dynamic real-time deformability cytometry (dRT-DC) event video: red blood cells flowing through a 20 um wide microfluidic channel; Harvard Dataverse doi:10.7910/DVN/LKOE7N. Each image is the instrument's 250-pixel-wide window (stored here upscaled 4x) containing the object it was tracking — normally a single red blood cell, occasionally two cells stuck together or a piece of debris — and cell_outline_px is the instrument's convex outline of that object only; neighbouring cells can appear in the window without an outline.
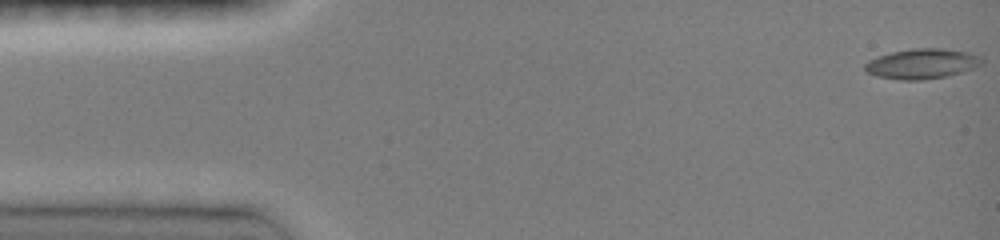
{"species": "common noctule bat (a hibernating species)", "species_latin": "Nyctalus noctula", "temperature_condition": "room temperature", "stored_images_in_passage": 47, "camera_frame_rate_fps": 3000, "um_per_image_px": 0.085, "animal": {"sex": "female", "body_mass_g": 19.0, "forearm_length_mm": 51.5}, "frame": {"image": 1, "passage_image": 1, "time_ms": 0.0, "image_size_px": [1000, 240], "cell_outline_px": [[984, 64], [960, 72], [944, 76], [924, 80], [900, 80], [876, 76], [868, 72], [864, 68], [864, 64], [868, 60], [892, 52], [912, 48], [940, 48], [968, 52], [980, 56], [984, 60]], "centroid_in_image_um": [78.37, 5.41], "position_along_channel_um": 6.6, "area_um2": 20.4}}
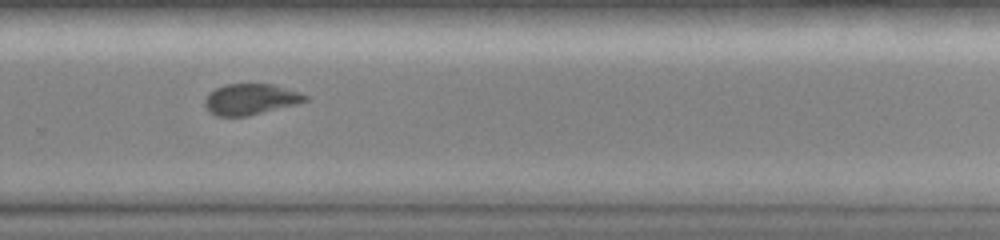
{"frame": {"image": 2, "passage_image": 41, "time_ms": 10.333, "image_size_px": [1000, 240], "cell_outline_px": [[308, 100], [296, 104], [248, 116], [216, 116], [204, 104], [204, 100], [208, 92], [224, 84], [272, 84], [300, 92], [308, 96]], "centroid_in_image_um": [21.29, 8.43], "position_along_channel_um": 308.5, "area_um2": 18.03}}
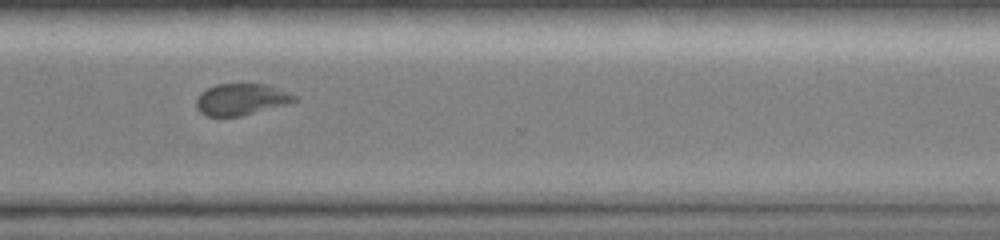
{"frame": {"image": 3, "passage_image": 46, "time_ms": 11.333, "image_size_px": [1000, 240], "cell_outline_px": [[300, 100], [288, 104], [240, 116], [208, 116], [200, 112], [196, 108], [196, 96], [200, 92], [216, 84], [264, 84], [300, 96]], "centroid_in_image_um": [20.52, 8.45], "position_along_channel_um": 350.1, "area_um2": 18.15}}